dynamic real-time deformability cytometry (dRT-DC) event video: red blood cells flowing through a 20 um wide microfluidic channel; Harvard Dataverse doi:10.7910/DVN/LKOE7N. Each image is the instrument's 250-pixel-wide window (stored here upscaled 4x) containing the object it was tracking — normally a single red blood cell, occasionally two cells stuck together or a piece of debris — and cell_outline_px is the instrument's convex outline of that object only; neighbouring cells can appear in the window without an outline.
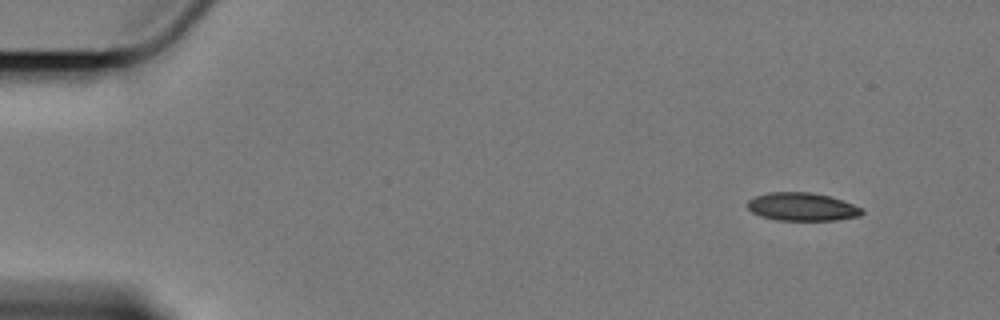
{"species": "Egyptian fruit bat (a non-hibernating species)", "species_latin": "Rousettus aegyptiacus", "temperature_condition": "cold", "stored_images_in_passage": 55, "camera_frame_rate_fps": 3000, "um_per_image_px": 0.085, "animal": {"sex": "female"}, "frame": {"image": 1, "passage_image": 1, "time_ms": 0.0, "image_size_px": [1000, 320], "cell_outline_px": [[864, 212], [860, 216], [836, 220], [776, 220], [760, 216], [752, 212], [748, 208], [748, 200], [756, 196], [768, 192], [808, 192], [828, 196], [864, 208]], "centroid_in_image_um": [68.18, 17.58], "position_along_channel_um": 16.8, "area_um2": 18.67}}
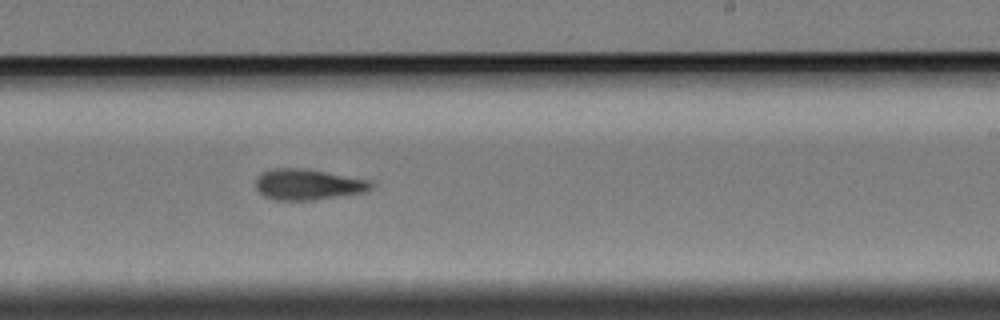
{"frame": {"image": 2, "passage_image": 32, "time_ms": 10.333, "image_size_px": [1000, 320], "cell_outline_px": [[372, 188], [364, 192], [316, 200], [276, 200], [264, 196], [256, 188], [256, 180], [264, 172], [276, 168], [304, 168], [372, 180]], "centroid_in_image_um": [26.21, 15.68], "position_along_channel_um": 262.8, "area_um2": 20.63}}
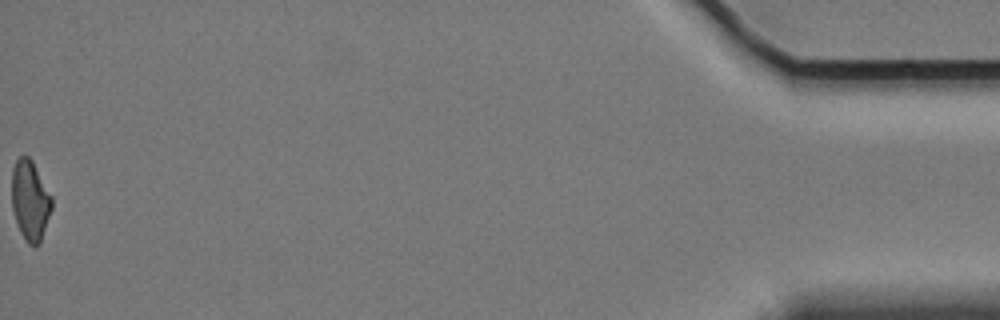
{"frame": {"image": 3, "passage_image": 55, "time_ms": 18.0, "image_size_px": [1000, 320], "cell_outline_px": [[52, 208], [40, 244], [36, 248], [28, 244], [20, 232], [12, 208], [12, 168], [16, 160], [20, 156], [28, 156], [32, 160], [52, 196]], "centroid_in_image_um": [2.57, 17.06], "position_along_channel_um": 432.6, "area_um2": 18.79}, "authors_computed_cell_mechanics": {"area_um2": 19.9988, "velocity_mm_per_s": 3.4186, "shape_relaxation_time_tau1_ms": null, "shape_relaxation_time_tau2_ms": 8.5699, "deformation_change_tau1": null, "deformation_change_tau2": 0.1866}}